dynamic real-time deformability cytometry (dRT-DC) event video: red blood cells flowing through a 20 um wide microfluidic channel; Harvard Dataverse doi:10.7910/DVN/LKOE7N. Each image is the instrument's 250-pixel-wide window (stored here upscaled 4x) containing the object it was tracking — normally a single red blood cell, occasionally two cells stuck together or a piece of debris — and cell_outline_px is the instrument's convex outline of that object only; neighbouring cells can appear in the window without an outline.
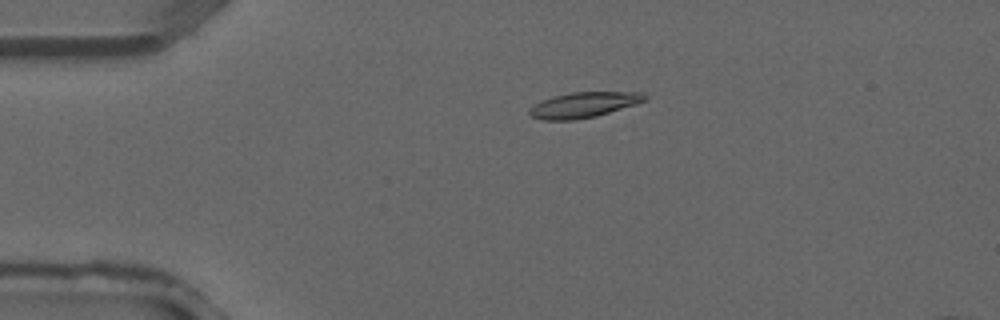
{"species": "common noctule bat (a hibernating species)", "species_latin": "Nyctalus noctula", "temperature_condition": "warm", "stored_images_in_passage": 27, "camera_frame_rate_fps": 3000, "um_per_image_px": 0.085, "animal": {"sex": "male", "forearm_length_mm": 52.5}, "frame": {"image": 1, "passage_image": 1, "time_ms": 0.0, "image_size_px": [1000, 320], "cell_outline_px": [[648, 100], [636, 104], [596, 116], [572, 120], [544, 120], [532, 116], [528, 112], [528, 108], [540, 100], [552, 96], [572, 92], [644, 92], [648, 96]], "centroid_in_image_um": [49.62, 8.9], "position_along_channel_um": 35.4, "area_um2": 17.22}}
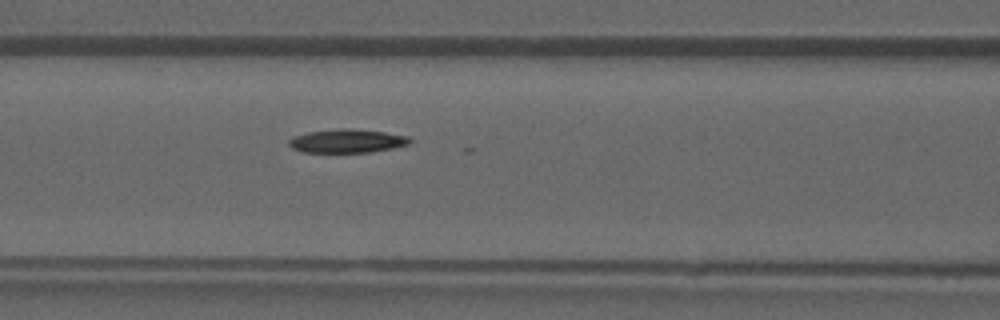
{"frame": {"image": 2, "passage_image": 9, "time_ms": 2.667, "image_size_px": [1000, 320], "cell_outline_px": [[412, 140], [408, 144], [392, 148], [372, 152], [300, 152], [292, 148], [288, 144], [288, 140], [292, 136], [308, 132], [340, 128], [348, 128], [384, 132], [408, 136]], "centroid_in_image_um": [29.46, 11.98], "position_along_channel_um": 137.1, "area_um2": 16.65}}
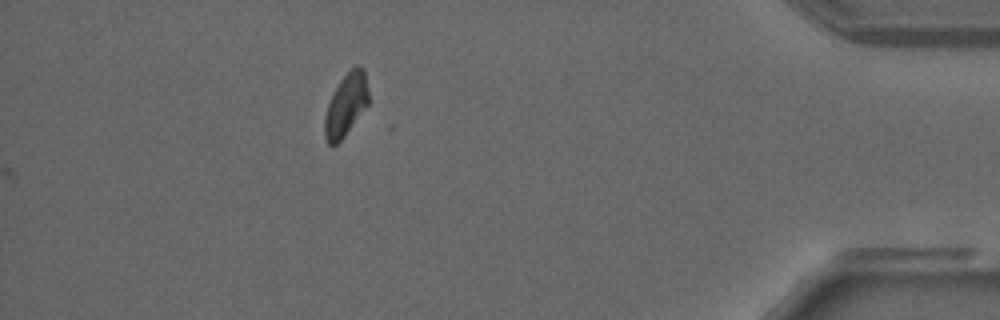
{"frame": {"image": 3, "passage_image": 27, "time_ms": 8.667, "image_size_px": [1000, 320], "cell_outline_px": [[368, 104], [344, 136], [336, 144], [328, 144], [324, 136], [324, 120], [328, 104], [340, 80], [356, 64], [364, 68], [368, 92]], "centroid_in_image_um": [29.41, 8.9], "position_along_channel_um": 405.8, "area_um2": 15.61}}